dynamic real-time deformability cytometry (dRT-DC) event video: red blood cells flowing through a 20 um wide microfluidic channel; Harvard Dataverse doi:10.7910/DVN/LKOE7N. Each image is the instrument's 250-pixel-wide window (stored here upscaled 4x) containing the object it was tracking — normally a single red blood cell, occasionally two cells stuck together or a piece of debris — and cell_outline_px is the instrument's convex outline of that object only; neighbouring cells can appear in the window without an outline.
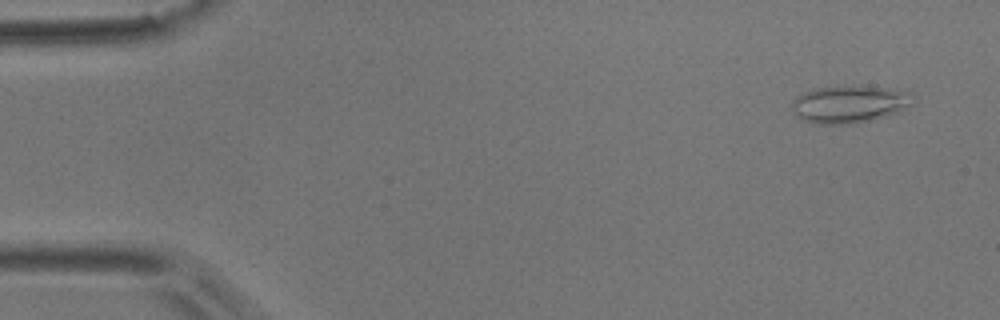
{"species": "common noctule bat (a hibernating species)", "species_latin": "Nyctalus noctula", "temperature_condition": "room temperature", "stored_images_in_passage": 53, "camera_frame_rate_fps": 3000, "um_per_image_px": 0.085, "animal": {"sex": "male", "body_mass_g": 17.9}, "frame": {"image": 1, "passage_image": 3, "time_ms": 0.667, "image_size_px": [1000, 320], "cell_outline_px": [[916, 100], [912, 104], [900, 112], [888, 116], [852, 124], [816, 124], [800, 120], [792, 112], [792, 100], [796, 96], [804, 92], [816, 88], [852, 84], [896, 88], [912, 92], [916, 96]], "centroid_in_image_um": [72.26, 8.83], "position_along_channel_um": 12.7, "area_um2": 27.57}}
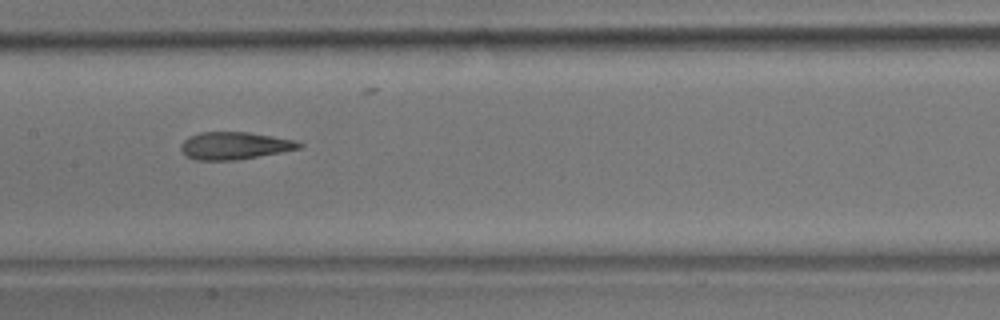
{"frame": {"image": 2, "passage_image": 26, "time_ms": 8.333, "image_size_px": [1000, 320], "cell_outline_px": [[304, 144], [300, 148], [280, 152], [236, 160], [196, 160], [184, 156], [180, 148], [180, 144], [188, 136], [200, 132], [248, 132], [296, 140]], "centroid_in_image_um": [19.89, 12.38], "position_along_channel_um": 187.5, "area_um2": 18.96}}
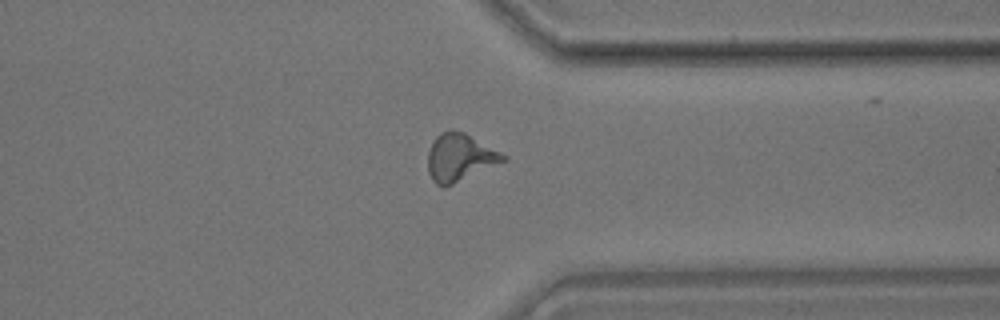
{"frame": {"image": 3, "passage_image": 41, "time_ms": 13.333, "image_size_px": [1000, 320], "cell_outline_px": [[508, 160], [444, 188], [436, 184], [432, 180], [428, 172], [428, 152], [432, 140], [440, 132], [452, 128], [464, 132], [508, 156]], "centroid_in_image_um": [39.07, 13.38], "position_along_channel_um": 372.3, "area_um2": 21.15}, "authors_computed_cell_mechanics": {"area_um2": 19.652, "velocity_mm_per_s": 3.7501, "shape_relaxation_time_tau1_ms": null, "shape_relaxation_time_tau2_ms": 2.3504, "deformation_change_tau1": null, "deformation_change_tau2": 0.1276}}